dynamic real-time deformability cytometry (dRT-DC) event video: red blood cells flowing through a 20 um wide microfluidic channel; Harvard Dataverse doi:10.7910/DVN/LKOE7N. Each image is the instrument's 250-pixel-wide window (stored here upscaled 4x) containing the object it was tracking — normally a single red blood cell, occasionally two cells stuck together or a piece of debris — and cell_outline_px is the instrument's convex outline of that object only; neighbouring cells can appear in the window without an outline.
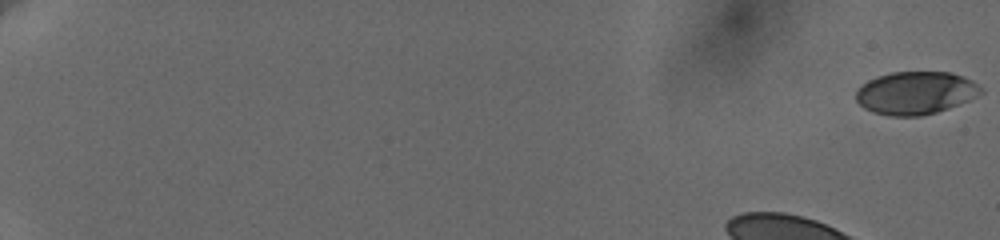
{"species": "human", "species_latin": "Homo sapiens", "temperature_condition": "cold", "stored_images_in_passage": 50, "camera_frame_rate_fps": 3000, "um_per_image_px": 0.085, "donor": {"sex": "female"}, "frame": {"image": 1, "passage_image": 1, "time_ms": 0.0, "image_size_px": [1000, 240], "cell_outline_px": [[984, 92], [968, 100], [948, 108], [936, 112], [920, 116], [888, 116], [872, 112], [864, 108], [856, 100], [856, 92], [868, 80], [892, 72], [948, 72], [960, 76], [984, 88]], "centroid_in_image_um": [77.81, 7.91], "position_along_channel_um": 7.2, "area_um2": 30.81}}
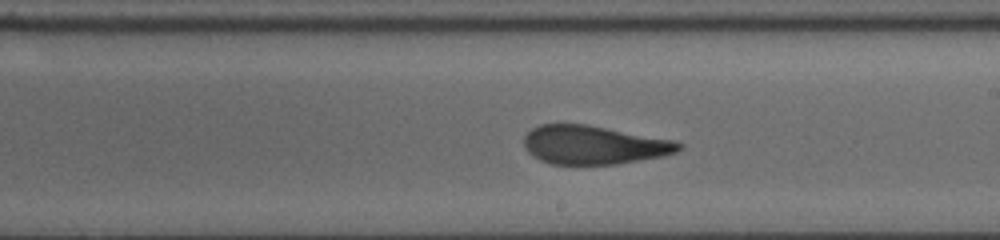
{"frame": {"image": 2, "passage_image": 34, "time_ms": 11.0, "image_size_px": [1000, 240], "cell_outline_px": [[684, 148], [676, 152], [664, 156], [616, 164], [552, 164], [540, 160], [532, 156], [524, 148], [524, 136], [532, 128], [540, 124], [584, 124], [676, 140], [684, 144]], "centroid_in_image_um": [50.49, 12.32], "position_along_channel_um": 238.5, "area_um2": 35.03}}
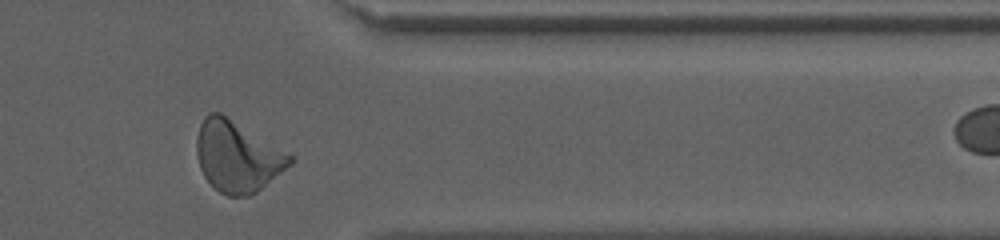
{"frame": {"image": 3, "passage_image": 47, "time_ms": 15.333, "image_size_px": [1000, 240], "cell_outline_px": [[292, 164], [256, 192], [248, 196], [228, 196], [220, 192], [204, 176], [200, 168], [196, 152], [196, 140], [200, 124], [204, 116], [208, 112], [220, 112], [292, 156]], "centroid_in_image_um": [20.13, 13.3], "position_along_channel_um": 391.3, "area_um2": 37.92}}